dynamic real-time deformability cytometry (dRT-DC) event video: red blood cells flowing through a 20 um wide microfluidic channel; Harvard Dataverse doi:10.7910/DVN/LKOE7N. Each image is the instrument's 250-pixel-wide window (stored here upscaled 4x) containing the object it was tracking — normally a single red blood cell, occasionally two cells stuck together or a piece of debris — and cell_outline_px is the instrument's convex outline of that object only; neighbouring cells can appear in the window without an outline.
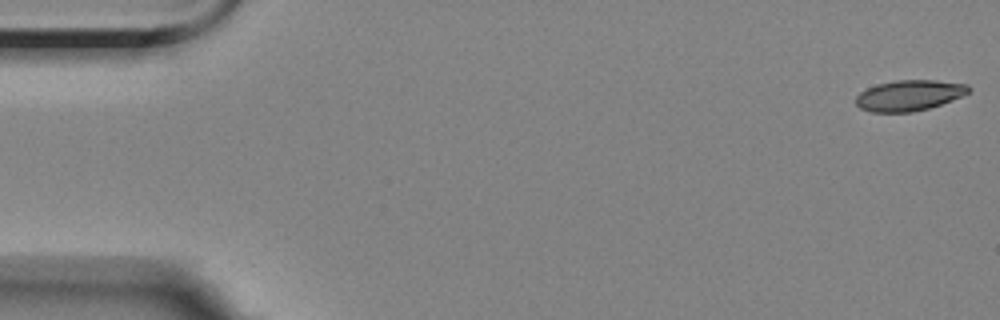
{"species": "Egyptian fruit bat (a non-hibernating species)", "species_latin": "Rousettus aegyptiacus", "temperature_condition": "room temperature", "stored_images_in_passage": 12, "camera_frame_rate_fps": 3000, "um_per_image_px": 0.085, "animal": {"sex": "female"}, "frame": {"image": 1, "passage_image": 1, "time_ms": 0.0, "image_size_px": [1000, 320], "cell_outline_px": [[972, 88], [968, 92], [952, 100], [928, 108], [912, 112], [872, 112], [860, 108], [856, 104], [856, 96], [860, 92], [876, 84], [896, 80], [936, 80], [968, 84]], "centroid_in_image_um": [77.27, 8.1], "position_along_channel_um": 7.7, "area_um2": 20.11}}
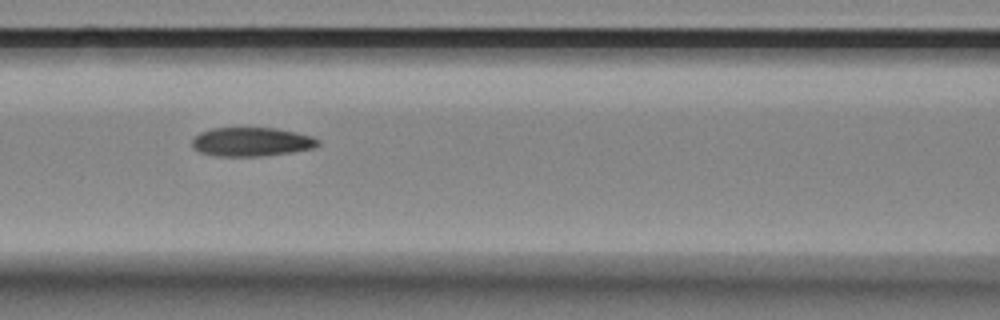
{"frame": {"image": 2, "passage_image": 7, "time_ms": 7.667, "image_size_px": [1000, 320], "cell_outline_px": [[320, 144], [316, 148], [292, 152], [264, 156], [216, 156], [200, 152], [192, 148], [192, 136], [200, 132], [212, 128], [276, 128], [296, 132], [312, 136], [320, 140]], "centroid_in_image_um": [21.38, 12.06], "position_along_channel_um": 145.2, "area_um2": 21.5}}
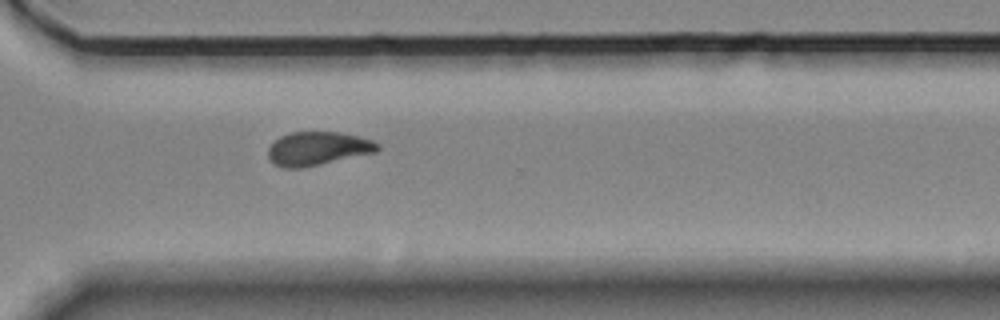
{"frame": {"image": 3, "passage_image": 12, "time_ms": 13.333, "image_size_px": [1000, 320], "cell_outline_px": [[380, 148], [376, 152], [300, 168], [284, 168], [272, 164], [268, 156], [268, 148], [280, 136], [292, 132], [340, 132], [360, 136], [372, 140], [380, 144]], "centroid_in_image_um": [27.01, 12.62], "position_along_channel_um": 343.6, "area_um2": 21.39}}